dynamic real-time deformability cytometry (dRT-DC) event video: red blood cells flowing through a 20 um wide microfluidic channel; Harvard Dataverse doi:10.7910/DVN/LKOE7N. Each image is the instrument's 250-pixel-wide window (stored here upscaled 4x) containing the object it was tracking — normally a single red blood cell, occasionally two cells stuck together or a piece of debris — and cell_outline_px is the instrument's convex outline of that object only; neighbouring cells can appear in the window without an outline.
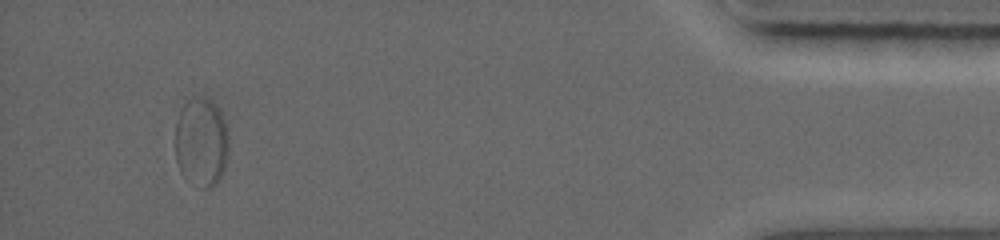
{"species": "common noctule bat (a hibernating species)", "species_latin": "Nyctalus noctula", "temperature_condition": "warm", "stored_images_in_passage": 75, "segment_of_instrument_passage": [2, 2], "camera_frame_rate_fps": 5000, "um_per_image_px": 0.085, "animal": {"sex": "female", "body_mass_g": 19.0, "forearm_length_mm": 56.7}, "frame": {"image": 1, "passage_image": 75, "time_ms": 10.4, "image_size_px": [1000, 240], "cell_outline_px": [[224, 168], [220, 176], [208, 188], [204, 188], [204, 100], [212, 104], [216, 108], [224, 124]], "centroid_in_image_um": [18.11, 12.3], "position_along_channel_um": 417.1, "area_um2": 10.52}}